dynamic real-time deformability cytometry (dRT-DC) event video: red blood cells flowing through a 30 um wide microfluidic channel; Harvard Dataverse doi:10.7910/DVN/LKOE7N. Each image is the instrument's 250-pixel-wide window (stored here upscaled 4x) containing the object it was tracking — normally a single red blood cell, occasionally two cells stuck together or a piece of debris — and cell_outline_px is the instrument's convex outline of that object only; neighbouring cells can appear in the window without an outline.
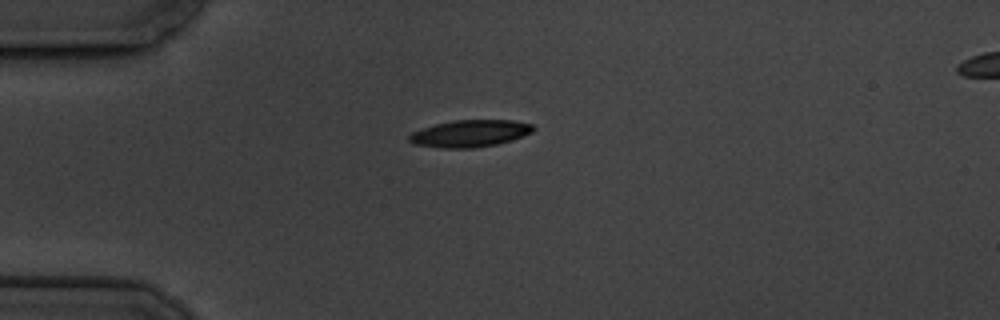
{"species": "common noctule bat (a hibernating species)", "species_latin": "Nyctalus noctula", "temperature_condition": "cold", "stored_images_in_passage": 3, "camera_frame_rate_fps": 3000, "um_per_image_px": 0.085, "animal": {"sex": "male", "body_mass_g": 19.5, "forearm_length_mm": 54.6}, "frame": {"image": 1, "passage_image": 1, "time_ms": 0.0, "image_size_px": [1000, 320], "cell_outline_px": [[536, 128], [532, 132], [512, 140], [496, 144], [472, 148], [440, 148], [412, 144], [408, 140], [408, 136], [412, 132], [436, 124], [456, 120], [512, 120], [532, 124]], "centroid_in_image_um": [39.94, 11.35], "position_along_channel_um": 45.1, "area_um2": 19.48}}
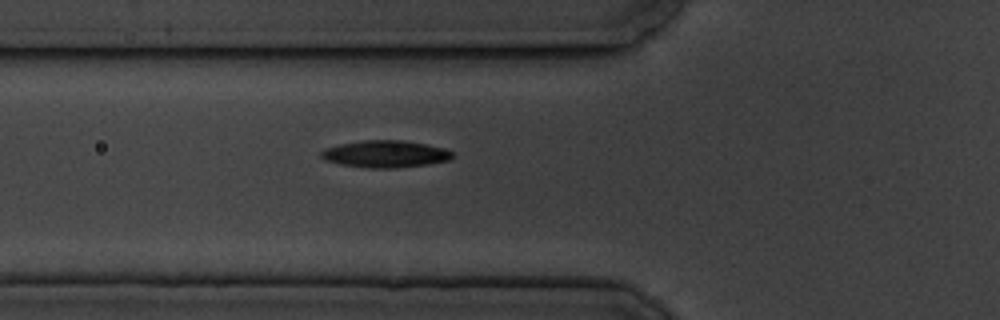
{"frame": {"image": 2, "passage_image": 3, "time_ms": 2.0, "image_size_px": [1000, 320], "cell_outline_px": [[452, 156], [448, 160], [428, 164], [392, 168], [368, 168], [340, 164], [324, 160], [320, 156], [320, 152], [324, 148], [340, 144], [364, 140], [400, 140], [428, 144], [444, 148], [452, 152]], "centroid_in_image_um": [32.71, 13.08], "position_along_channel_um": 93.1, "area_um2": 20.63}}